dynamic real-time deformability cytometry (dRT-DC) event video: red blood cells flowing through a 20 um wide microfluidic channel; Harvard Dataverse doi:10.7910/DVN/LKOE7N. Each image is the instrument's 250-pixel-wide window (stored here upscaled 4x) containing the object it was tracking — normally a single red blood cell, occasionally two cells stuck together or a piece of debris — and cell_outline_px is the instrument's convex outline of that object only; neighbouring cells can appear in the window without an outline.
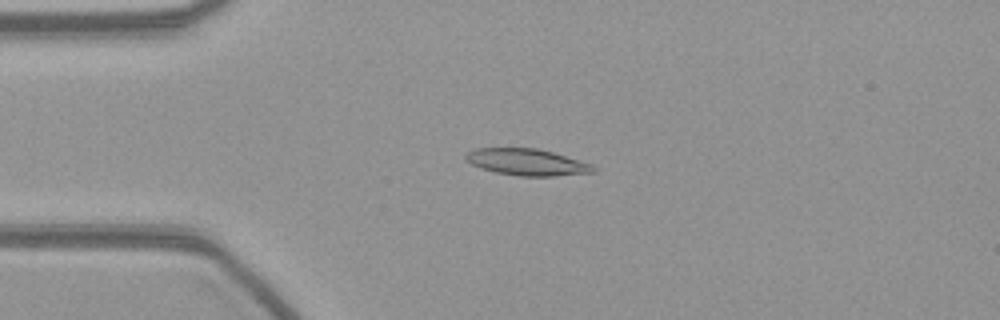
{"species": "common noctule bat (a hibernating species)", "species_latin": "Nyctalus noctula", "temperature_condition": "warm", "stored_images_in_passage": 55, "camera_frame_rate_fps": 3000, "um_per_image_px": 0.085, "animal": {"sex": "female", "body_mass_g": 21.9}, "frame": {"image": 1, "passage_image": 13, "time_ms": 4.0, "image_size_px": [1000, 320], "cell_outline_px": [[596, 172], [556, 176], [520, 176], [496, 172], [480, 168], [472, 164], [464, 156], [468, 152], [476, 148], [536, 148], [552, 152], [592, 164], [596, 168]], "centroid_in_image_um": [44.81, 13.78], "position_along_channel_um": 40.2, "area_um2": 19.65}}
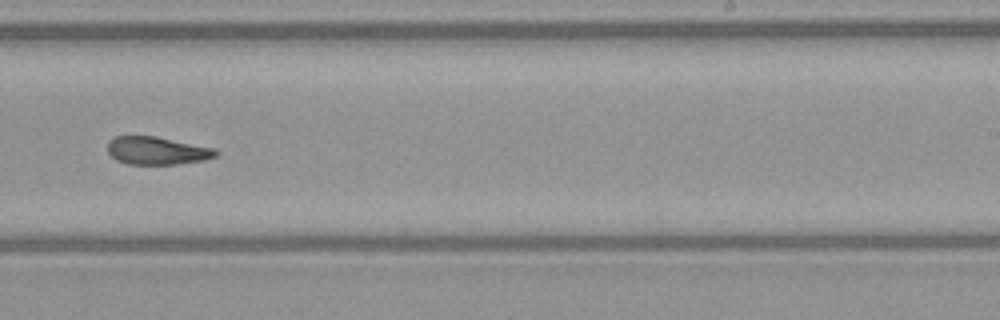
{"frame": {"image": 2, "passage_image": 34, "time_ms": 11.0, "image_size_px": [1000, 320], "cell_outline_px": [[220, 152], [216, 156], [204, 160], [176, 164], [128, 164], [116, 160], [108, 152], [108, 140], [116, 136], [156, 136], [212, 148]], "centroid_in_image_um": [13.32, 12.81], "position_along_channel_um": 275.7, "area_um2": 17.46}}
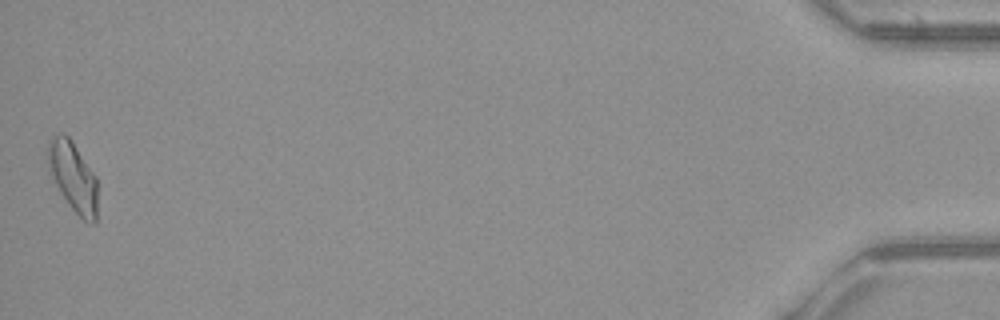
{"frame": {"image": 3, "passage_image": 55, "time_ms": 18.0, "image_size_px": [1000, 320], "cell_outline_px": [[96, 224], [88, 224], [68, 204], [56, 184], [52, 176], [48, 164], [48, 140], [52, 136], [60, 132], [64, 132], [68, 136], [96, 176]], "centroid_in_image_um": [6.21, 15.0], "position_along_channel_um": 429.0, "area_um2": 19.83}}